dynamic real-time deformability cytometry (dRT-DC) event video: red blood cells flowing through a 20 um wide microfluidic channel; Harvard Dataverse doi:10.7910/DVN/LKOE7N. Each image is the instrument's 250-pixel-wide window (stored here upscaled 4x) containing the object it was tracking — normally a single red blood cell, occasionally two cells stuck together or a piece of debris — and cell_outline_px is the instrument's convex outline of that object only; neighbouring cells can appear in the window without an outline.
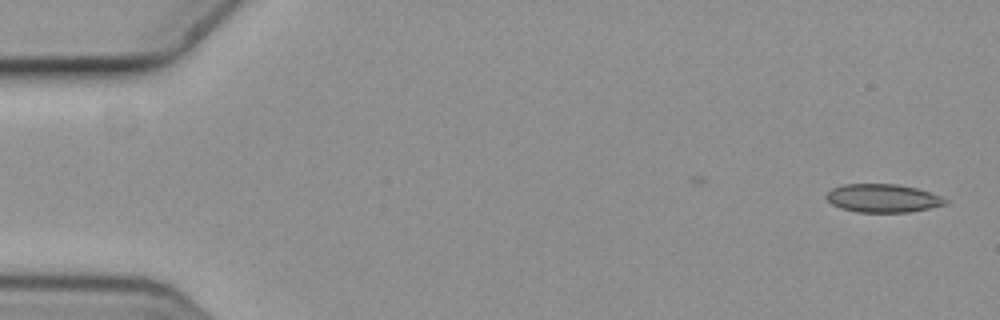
{"species": "common noctule bat (a hibernating species)", "species_latin": "Nyctalus noctula", "temperature_condition": "cold", "stored_images_in_passage": 3, "camera_frame_rate_fps": 3000, "um_per_image_px": 0.085, "animal": {"sex": "female", "body_mass_g": 19.3, "forearm_length_mm": 54.1}, "frame": {"image": 1, "passage_image": 3, "time_ms": 0.667, "image_size_px": [1000, 320], "cell_outline_px": [[948, 204], [908, 212], [860, 212], [840, 208], [832, 204], [824, 196], [832, 188], [844, 184], [896, 184], [916, 188], [940, 196], [948, 200]], "centroid_in_image_um": [75.02, 16.84], "position_along_channel_um": 10.0, "area_um2": 19.48}}